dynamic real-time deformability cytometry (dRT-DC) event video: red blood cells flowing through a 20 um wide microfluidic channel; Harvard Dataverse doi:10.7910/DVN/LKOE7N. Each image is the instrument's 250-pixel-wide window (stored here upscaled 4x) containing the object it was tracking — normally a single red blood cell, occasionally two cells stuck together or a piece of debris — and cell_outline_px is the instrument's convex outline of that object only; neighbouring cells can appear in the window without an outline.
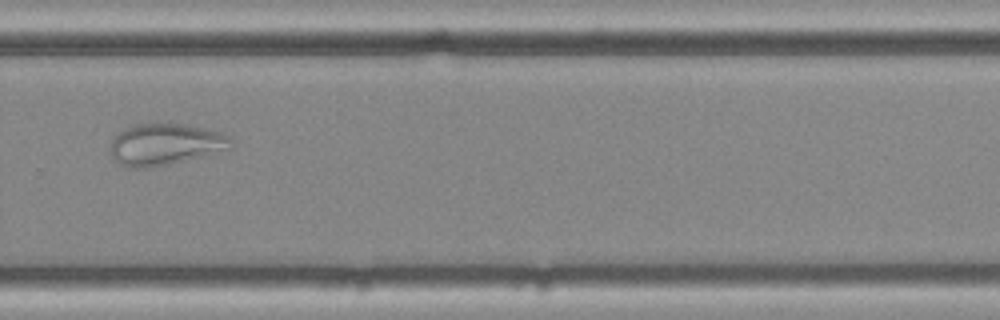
{"species": "common noctule bat (a hibernating species)", "species_latin": "Nyctalus noctula", "temperature_condition": "cold", "stored_images_in_passage": 11, "camera_frame_rate_fps": 3000, "um_per_image_px": 0.085, "animal": {"sex": "female", "body_mass_g": 25.1}, "frame": {"image": 1, "passage_image": 11, "time_ms": 3.333, "image_size_px": [1000, 320], "cell_outline_px": [[232, 148], [168, 164], [148, 168], [128, 168], [120, 164], [108, 152], [112, 140], [124, 128], [132, 124], [168, 120], [204, 128], [220, 132], [228, 136], [232, 140]], "centroid_in_image_um": [14.0, 12.22], "position_along_channel_um": 315.8, "area_um2": 29.82}}